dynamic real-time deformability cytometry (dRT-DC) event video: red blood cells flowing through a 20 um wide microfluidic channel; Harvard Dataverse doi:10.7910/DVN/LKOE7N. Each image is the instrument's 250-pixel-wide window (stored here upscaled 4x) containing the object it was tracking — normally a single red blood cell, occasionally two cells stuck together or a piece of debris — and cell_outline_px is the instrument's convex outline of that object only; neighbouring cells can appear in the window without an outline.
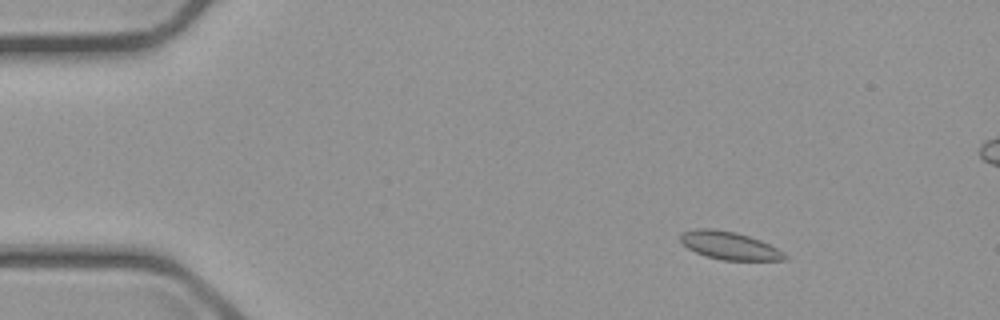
{"species": "common noctule bat (a hibernating species)", "species_latin": "Nyctalus noctula", "temperature_condition": "cold", "stored_images_in_passage": 4, "camera_frame_rate_fps": 3000, "um_per_image_px": 0.085, "animal": {"sex": "male", "body_mass_g": 23.1, "forearm_length_mm": 52.7}, "frame": {"image": 1, "passage_image": 1, "time_ms": 0.0, "image_size_px": [1000, 320], "cell_outline_px": [[788, 260], [720, 260], [696, 252], [688, 248], [680, 240], [680, 232], [696, 228], [712, 228], [736, 232], [760, 240], [784, 252], [788, 256]], "centroid_in_image_um": [61.99, 20.86], "position_along_channel_um": 23.0, "area_um2": 16.94}}
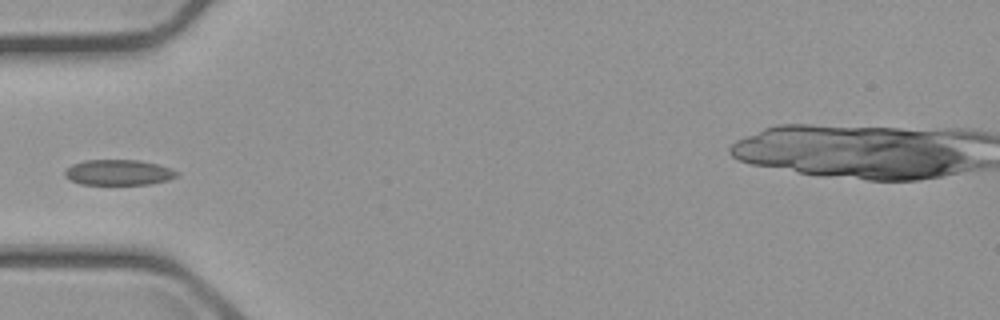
{"frame": {"image": 2, "passage_image": 4, "time_ms": 3.667, "image_size_px": [1000, 320], "cell_outline_px": [[176, 176], [168, 180], [152, 184], [80, 184], [64, 176], [64, 172], [72, 164], [84, 160], [140, 160], [156, 164], [168, 168], [176, 172]], "centroid_in_image_um": [10.03, 14.65], "position_along_channel_um": 75.0, "area_um2": 16.42}}